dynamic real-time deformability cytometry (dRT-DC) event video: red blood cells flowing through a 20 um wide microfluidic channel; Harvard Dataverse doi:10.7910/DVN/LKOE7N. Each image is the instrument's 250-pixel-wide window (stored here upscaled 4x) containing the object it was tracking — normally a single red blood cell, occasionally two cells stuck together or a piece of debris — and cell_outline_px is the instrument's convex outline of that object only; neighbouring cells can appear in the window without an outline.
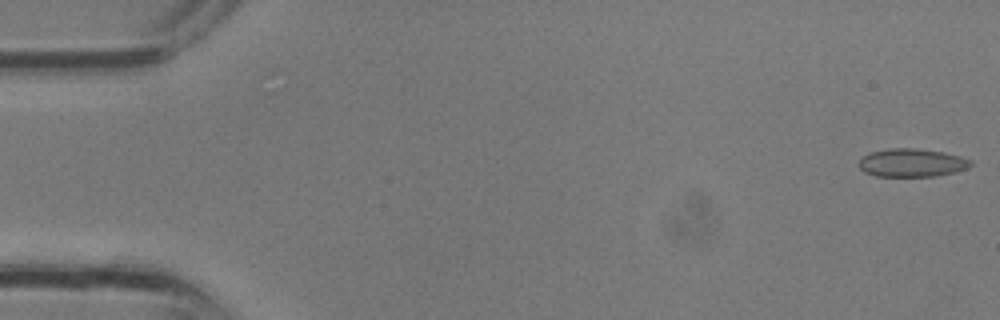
{"species": "common noctule bat (a hibernating species)", "species_latin": "Nyctalus noctula", "temperature_condition": "room temperature", "stored_images_in_passage": 33, "camera_frame_rate_fps": 3000, "um_per_image_px": 0.085, "animal": {"sex": "male", "body_mass_g": 13.3}, "frame": {"image": 1, "passage_image": 1, "time_ms": 0.0, "image_size_px": [1000, 320], "cell_outline_px": [[972, 164], [968, 168], [936, 176], [876, 176], [864, 172], [860, 168], [860, 160], [864, 156], [872, 152], [888, 148], [916, 148], [944, 152], [960, 156], [972, 160]], "centroid_in_image_um": [77.53, 13.83], "position_along_channel_um": 7.5, "area_um2": 18.26}}
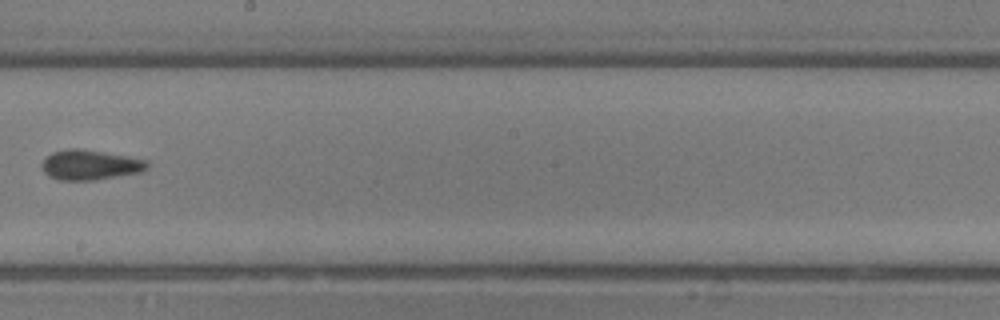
{"frame": {"image": 2, "passage_image": 19, "time_ms": 6.0, "image_size_px": [1000, 320], "cell_outline_px": [[148, 168], [140, 172], [96, 180], [60, 180], [48, 176], [40, 168], [40, 164], [52, 152], [68, 148], [80, 148], [128, 156], [148, 160]], "centroid_in_image_um": [7.64, 14.01], "position_along_channel_um": 240.6, "area_um2": 18.55}}
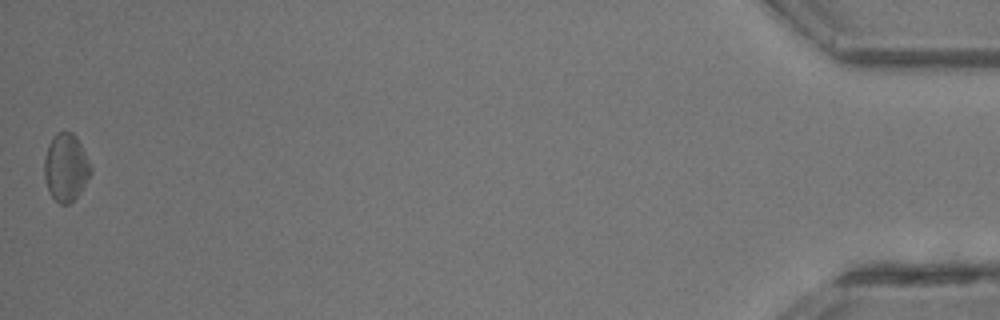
{"frame": {"image": 3, "passage_image": 33, "time_ms": 10.667, "image_size_px": [1000, 320], "cell_outline_px": [[92, 172], [80, 192], [68, 204], [60, 204], [52, 196], [48, 188], [44, 176], [44, 160], [48, 144], [52, 136], [56, 132], [72, 132], [76, 136], [92, 168]], "centroid_in_image_um": [5.59, 14.21], "position_along_channel_um": 429.6, "area_um2": 18.09}}